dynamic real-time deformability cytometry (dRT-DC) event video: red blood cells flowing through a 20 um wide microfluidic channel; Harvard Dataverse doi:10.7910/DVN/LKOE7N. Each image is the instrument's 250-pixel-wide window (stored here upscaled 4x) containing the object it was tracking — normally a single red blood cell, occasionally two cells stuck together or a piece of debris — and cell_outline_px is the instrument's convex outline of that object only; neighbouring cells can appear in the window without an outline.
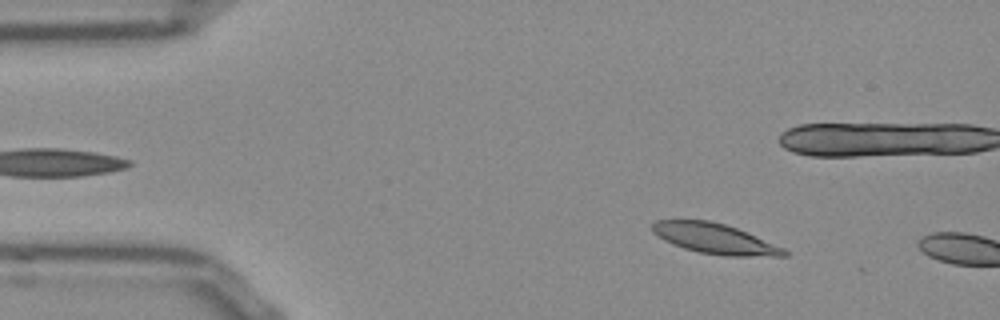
{"species": "Egyptian fruit bat (a non-hibernating species)", "species_latin": "Rousettus aegyptiacus", "temperature_condition": "room temperature", "stored_images_in_passage": 10, "camera_frame_rate_fps": 3000, "um_per_image_px": 0.085, "frame": {"image": 1, "passage_image": 7, "time_ms": 2.0, "image_size_px": [1000, 320], "cell_outline_px": [[788, 256], [724, 256], [700, 252], [684, 248], [664, 240], [652, 232], [652, 224], [656, 220], [712, 220], [736, 228], [784, 248], [788, 252]], "centroid_in_image_um": [60.75, 20.28], "position_along_channel_um": 24.3, "area_um2": 23.0}}